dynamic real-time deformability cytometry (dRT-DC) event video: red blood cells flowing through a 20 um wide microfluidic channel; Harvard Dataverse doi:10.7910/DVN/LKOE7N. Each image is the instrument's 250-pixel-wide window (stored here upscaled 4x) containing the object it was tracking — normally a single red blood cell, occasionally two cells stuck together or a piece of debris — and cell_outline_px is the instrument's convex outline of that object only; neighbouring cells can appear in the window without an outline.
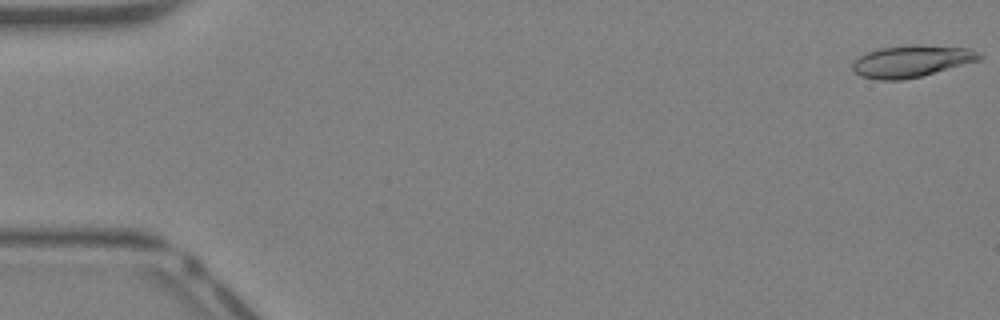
{"species": "Egyptian fruit bat (a non-hibernating species)", "species_latin": "Rousettus aegyptiacus", "temperature_condition": "warm", "stored_images_in_passage": 11, "camera_frame_rate_fps": 3000, "um_per_image_px": 0.085, "animal": {"sex": "female"}, "frame": {"image": 1, "passage_image": 1, "time_ms": 0.0, "image_size_px": [1000, 320], "cell_outline_px": [[984, 56], [980, 60], [920, 76], [900, 80], [880, 80], [860, 76], [852, 68], [852, 64], [860, 56], [868, 52], [880, 48], [908, 44], [920, 44], [972, 48]], "centroid_in_image_um": [77.52, 5.18], "position_along_channel_um": 7.5, "area_um2": 23.58}}
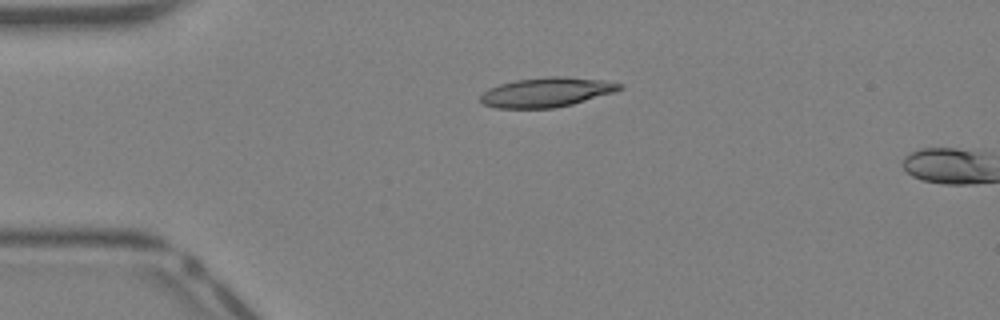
{"frame": {"image": 2, "passage_image": 10, "time_ms": 3.0, "image_size_px": [1000, 320], "cell_outline_px": [[624, 88], [612, 92], [572, 104], [552, 108], [496, 108], [484, 104], [480, 100], [480, 96], [488, 88], [500, 84], [516, 80], [548, 76], [564, 76], [600, 80], [624, 84]], "centroid_in_image_um": [46.43, 7.83], "position_along_channel_um": 38.6, "area_um2": 23.7}}